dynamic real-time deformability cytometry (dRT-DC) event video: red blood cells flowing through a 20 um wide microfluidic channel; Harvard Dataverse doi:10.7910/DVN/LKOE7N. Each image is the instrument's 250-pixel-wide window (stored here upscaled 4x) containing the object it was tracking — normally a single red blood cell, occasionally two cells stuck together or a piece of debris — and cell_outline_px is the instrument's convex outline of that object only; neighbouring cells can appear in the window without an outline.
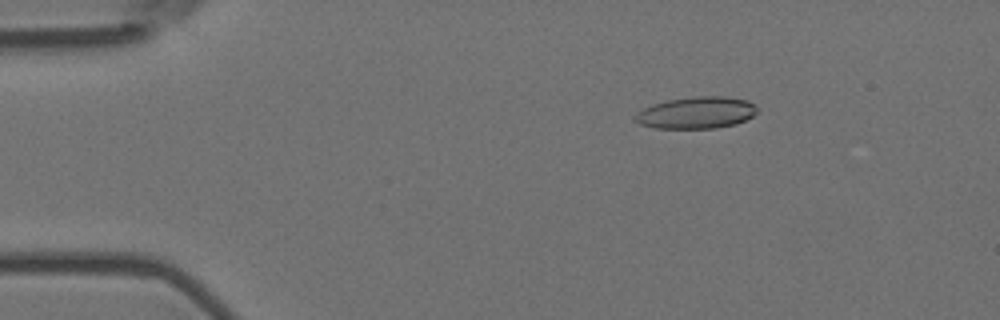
{"species": "Egyptian fruit bat (a non-hibernating species)", "species_latin": "Rousettus aegyptiacus", "temperature_condition": "room temperature", "stored_images_in_passage": 4, "camera_frame_rate_fps": 3000, "um_per_image_px": 0.085, "animal": {"sex": "female"}, "frame": {"image": 1, "passage_image": 3, "time_ms": 0.667, "image_size_px": [1000, 320], "cell_outline_px": [[756, 112], [752, 116], [736, 124], [716, 128], [656, 128], [640, 124], [632, 120], [632, 116], [636, 112], [652, 104], [668, 100], [692, 96], [724, 96], [748, 100], [756, 108]], "centroid_in_image_um": [59.13, 9.58], "position_along_channel_um": 25.9, "area_um2": 22.72}}